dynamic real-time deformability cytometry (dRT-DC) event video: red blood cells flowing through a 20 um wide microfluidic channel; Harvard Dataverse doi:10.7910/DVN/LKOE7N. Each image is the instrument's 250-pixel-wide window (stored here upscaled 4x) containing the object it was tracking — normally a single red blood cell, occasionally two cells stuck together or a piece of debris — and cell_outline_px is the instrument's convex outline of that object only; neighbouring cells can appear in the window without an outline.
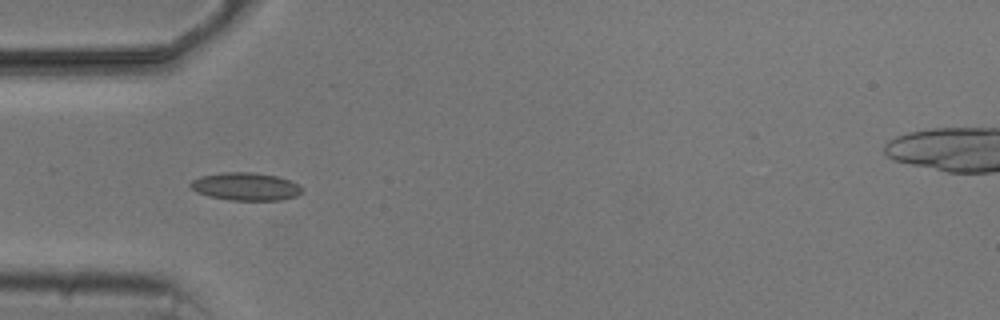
{"species": "common noctule bat (a hibernating species)", "species_latin": "Nyctalus noctula", "temperature_condition": "cold", "stored_images_in_passage": 2, "camera_frame_rate_fps": 3000, "um_per_image_px": 0.085, "animal": {"sex": "male", "body_mass_g": 20.5, "forearm_length_mm": 52.5}, "frame": {"image": 1, "passage_image": 1, "time_ms": 0.0, "image_size_px": [1000, 320], "cell_outline_px": [[304, 192], [296, 196], [280, 200], [228, 200], [208, 196], [196, 192], [188, 184], [192, 180], [200, 176], [224, 172], [252, 172], [276, 176], [288, 180], [304, 188]], "centroid_in_image_um": [20.87, 15.86], "position_along_channel_um": 64.1, "area_um2": 18.15}}
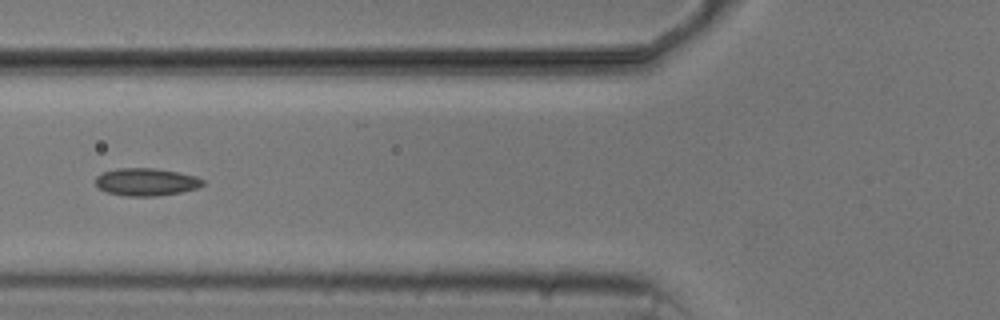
{"frame": {"image": 2, "passage_image": 2, "time_ms": 1.333, "image_size_px": [1000, 320], "cell_outline_px": [[204, 184], [196, 188], [180, 192], [156, 196], [124, 196], [108, 192], [100, 188], [96, 184], [96, 176], [100, 172], [116, 168], [152, 168], [180, 172], [196, 176], [204, 180]], "centroid_in_image_um": [12.41, 15.45], "position_along_channel_um": 113.4, "area_um2": 17.28}}